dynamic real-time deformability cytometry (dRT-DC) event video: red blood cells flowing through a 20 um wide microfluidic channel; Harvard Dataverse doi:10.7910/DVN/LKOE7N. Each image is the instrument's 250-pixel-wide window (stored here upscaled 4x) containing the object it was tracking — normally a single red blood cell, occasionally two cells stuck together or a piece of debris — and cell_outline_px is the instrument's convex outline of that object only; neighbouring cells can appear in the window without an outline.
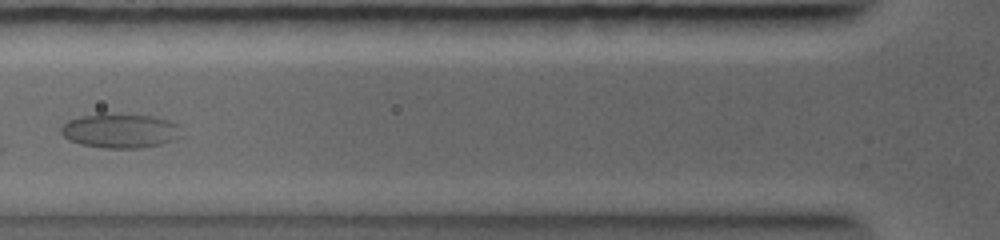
{"species": "common noctule bat (a hibernating species)", "species_latin": "Nyctalus noctula", "temperature_condition": "warm", "stored_images_in_passage": 5, "camera_frame_rate_fps": 5000, "um_per_image_px": 0.085, "animal": {"sex": "female", "body_mass_g": 19.0, "forearm_length_mm": 56.7}, "frame": {"image": 1, "passage_image": 4, "time_ms": 2.4, "image_size_px": [1000, 240], "cell_outline_px": [[184, 136], [176, 140], [160, 144], [140, 148], [104, 148], [80, 144], [68, 140], [60, 132], [60, 128], [68, 120], [80, 116], [96, 112], [104, 112], [152, 116], [168, 120], [176, 124]], "centroid_in_image_um": [10.2, 11.1], "position_along_channel_um": 115.6, "area_um2": 24.68}}
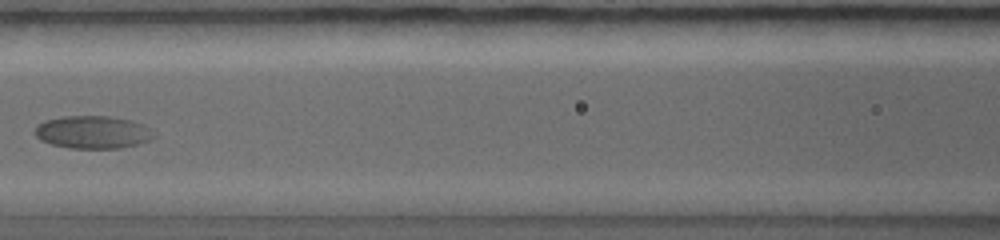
{"frame": {"image": 2, "passage_image": 5, "time_ms": 3.2, "image_size_px": [1000, 240], "cell_outline_px": [[156, 136], [148, 140], [136, 144], [120, 148], [68, 148], [52, 144], [40, 140], [32, 132], [36, 124], [44, 120], [64, 116], [108, 116], [132, 120], [144, 124], [152, 128], [156, 132]], "centroid_in_image_um": [7.88, 11.22], "position_along_channel_um": 158.7, "area_um2": 23.06}}